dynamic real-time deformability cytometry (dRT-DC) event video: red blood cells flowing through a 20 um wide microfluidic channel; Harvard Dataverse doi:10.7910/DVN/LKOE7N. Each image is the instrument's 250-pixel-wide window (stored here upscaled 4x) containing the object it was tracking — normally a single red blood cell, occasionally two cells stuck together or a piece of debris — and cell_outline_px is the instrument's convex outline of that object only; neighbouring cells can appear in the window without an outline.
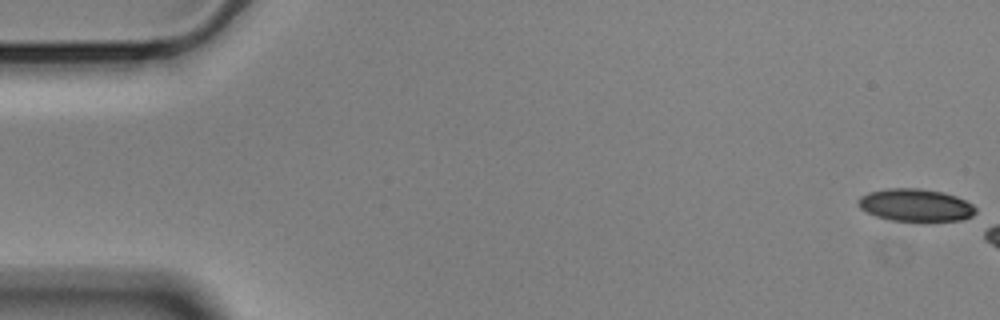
{"species": "Egyptian fruit bat (a non-hibernating species)", "species_latin": "Rousettus aegyptiacus", "temperature_condition": "cold", "stored_images_in_passage": 7, "camera_frame_rate_fps": 3000, "um_per_image_px": 0.085, "animal": {"sex": "male"}, "frame": {"image": 1, "passage_image": 1, "time_ms": 0.0, "image_size_px": [1000, 320], "cell_outline_px": [[976, 212], [972, 216], [960, 220], [888, 220], [876, 216], [860, 208], [856, 200], [860, 196], [868, 192], [888, 188], [920, 188], [944, 192], [956, 196], [972, 204], [976, 208]], "centroid_in_image_um": [77.8, 17.41], "position_along_channel_um": 7.2, "area_um2": 22.14}}